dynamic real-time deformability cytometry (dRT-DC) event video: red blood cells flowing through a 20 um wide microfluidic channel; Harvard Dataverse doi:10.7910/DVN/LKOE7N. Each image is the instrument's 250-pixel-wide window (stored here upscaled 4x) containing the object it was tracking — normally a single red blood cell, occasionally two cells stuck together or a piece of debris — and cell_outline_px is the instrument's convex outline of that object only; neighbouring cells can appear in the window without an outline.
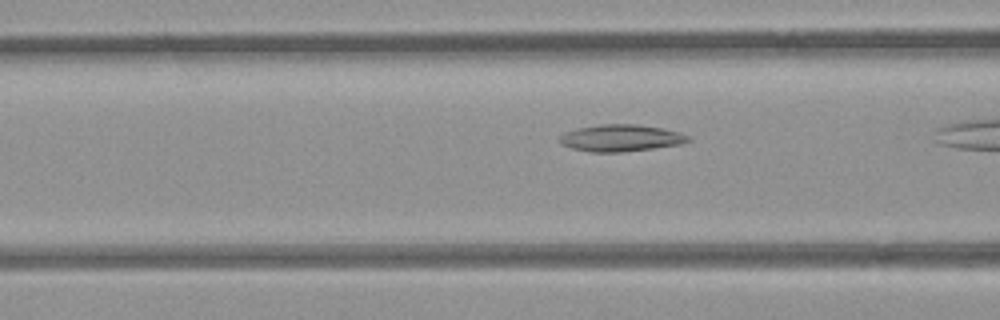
{"species": "common noctule bat (a hibernating species)", "species_latin": "Nyctalus noctula", "temperature_condition": "room temperature", "stored_images_in_passage": 11, "camera_frame_rate_fps": 3000, "um_per_image_px": 0.085, "animal": {"sex": "female", "body_mass_g": 21.9}, "frame": {"image": 1, "passage_image": 5, "time_ms": 1.333, "image_size_px": [1000, 320], "cell_outline_px": [[692, 140], [680, 144], [652, 148], [620, 152], [592, 152], [572, 148], [560, 144], [560, 136], [564, 132], [576, 128], [600, 124], [636, 124], [660, 128], [680, 132], [688, 136]], "centroid_in_image_um": [52.74, 11.72], "position_along_channel_um": 113.9, "area_um2": 20.0}}